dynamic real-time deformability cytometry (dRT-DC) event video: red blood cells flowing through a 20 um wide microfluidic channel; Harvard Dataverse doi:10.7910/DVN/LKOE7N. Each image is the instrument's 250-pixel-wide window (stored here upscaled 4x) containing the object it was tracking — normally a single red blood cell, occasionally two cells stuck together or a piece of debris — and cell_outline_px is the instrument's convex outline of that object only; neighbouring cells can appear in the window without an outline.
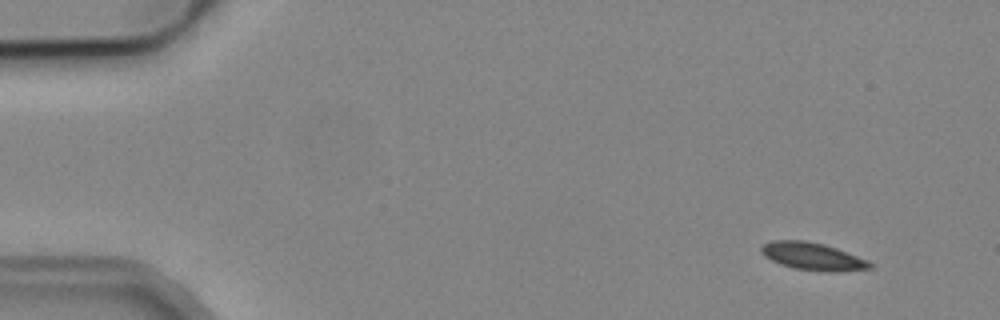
{"species": "common noctule bat (a hibernating species)", "species_latin": "Nyctalus noctula", "temperature_condition": "cold", "stored_images_in_passage": 3, "camera_frame_rate_fps": 3000, "um_per_image_px": 0.085, "animal": {"sex": "male", "body_mass_g": 19.2, "forearm_length_mm": 51.8}, "frame": {"image": 1, "passage_image": 1, "time_ms": 0.0, "image_size_px": [1000, 320], "cell_outline_px": [[872, 268], [840, 272], [836, 272], [792, 268], [780, 264], [764, 256], [760, 252], [760, 248], [764, 244], [772, 240], [804, 240], [824, 244], [836, 248], [868, 260], [872, 264]], "centroid_in_image_um": [69.07, 21.79], "position_along_channel_um": 15.9, "area_um2": 17.4}}